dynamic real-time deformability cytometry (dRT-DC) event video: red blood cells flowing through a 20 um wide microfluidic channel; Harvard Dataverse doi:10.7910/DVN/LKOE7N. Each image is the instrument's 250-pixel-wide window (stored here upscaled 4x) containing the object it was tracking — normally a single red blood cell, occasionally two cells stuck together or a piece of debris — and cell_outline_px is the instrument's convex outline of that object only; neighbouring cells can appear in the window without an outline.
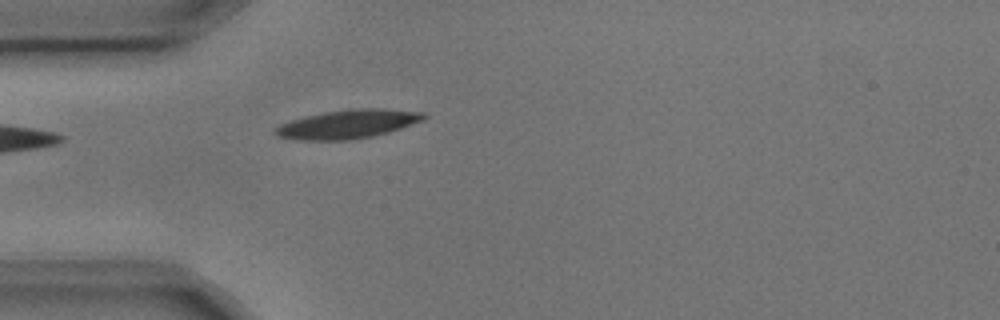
{"species": "common noctule bat (a hibernating species)", "species_latin": "Nyctalus noctula", "temperature_condition": "cold", "stored_images_in_passage": 2, "camera_frame_rate_fps": 3000, "um_per_image_px": 0.085, "animal": {"sex": "male", "body_mass_g": 17.9, "forearm_length_mm": 54.2}, "frame": {"image": 1, "passage_image": 2, "time_ms": 0.333, "image_size_px": [1000, 320], "cell_outline_px": [[428, 116], [424, 120], [388, 132], [372, 136], [348, 140], [296, 140], [276, 136], [272, 132], [280, 124], [292, 120], [324, 112], [352, 108], [380, 108], [424, 112]], "centroid_in_image_um": [29.57, 10.55], "position_along_channel_um": 55.4, "area_um2": 24.85}}